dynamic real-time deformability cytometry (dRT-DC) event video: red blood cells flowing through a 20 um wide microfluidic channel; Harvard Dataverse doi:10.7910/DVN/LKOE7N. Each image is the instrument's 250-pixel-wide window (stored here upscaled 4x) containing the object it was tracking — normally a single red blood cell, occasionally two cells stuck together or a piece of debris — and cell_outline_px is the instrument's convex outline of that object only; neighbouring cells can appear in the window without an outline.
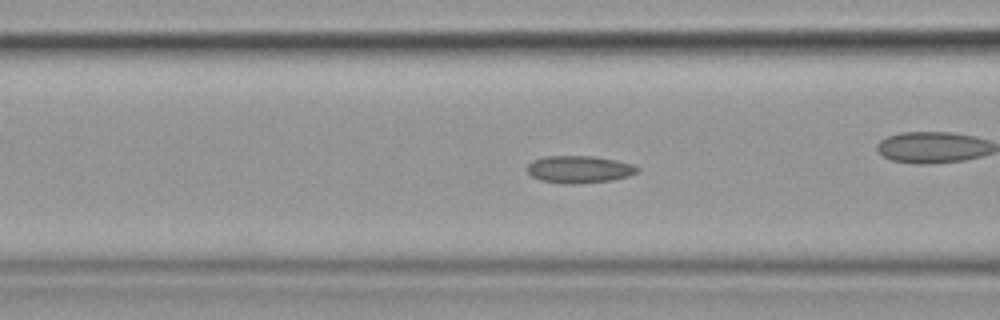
{"species": "common noctule bat (a hibernating species)", "species_latin": "Nyctalus noctula", "temperature_condition": "cold", "stored_images_in_passage": 28, "camera_frame_rate_fps": 3000, "um_per_image_px": 0.085, "animal": {"sex": "female", "body_mass_g": 19.9}, "frame": {"image": 1, "passage_image": 9, "time_ms": 2.667, "image_size_px": [1000, 320], "cell_outline_px": [[640, 172], [628, 176], [612, 180], [572, 184], [564, 184], [540, 180], [532, 176], [528, 172], [528, 164], [532, 160], [544, 156], [592, 156], [616, 160], [632, 164], [640, 168]], "centroid_in_image_um": [49.24, 14.39], "position_along_channel_um": 117.4, "area_um2": 17.57}}
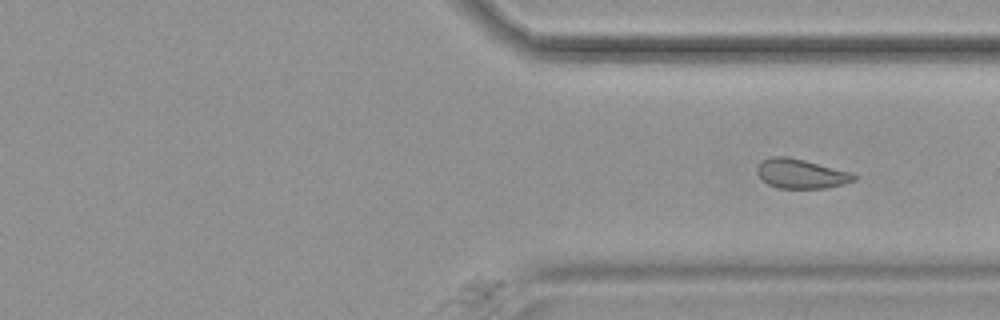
{"frame": {"image": 2, "passage_image": 28, "time_ms": 9.0, "image_size_px": [1000, 320], "cell_outline_px": [[856, 180], [844, 184], [828, 188], [776, 188], [768, 184], [756, 172], [756, 168], [764, 160], [772, 156], [784, 156], [804, 160], [852, 172], [856, 176]], "centroid_in_image_um": [68.11, 14.78], "position_along_channel_um": 343.3, "area_um2": 16.53}}